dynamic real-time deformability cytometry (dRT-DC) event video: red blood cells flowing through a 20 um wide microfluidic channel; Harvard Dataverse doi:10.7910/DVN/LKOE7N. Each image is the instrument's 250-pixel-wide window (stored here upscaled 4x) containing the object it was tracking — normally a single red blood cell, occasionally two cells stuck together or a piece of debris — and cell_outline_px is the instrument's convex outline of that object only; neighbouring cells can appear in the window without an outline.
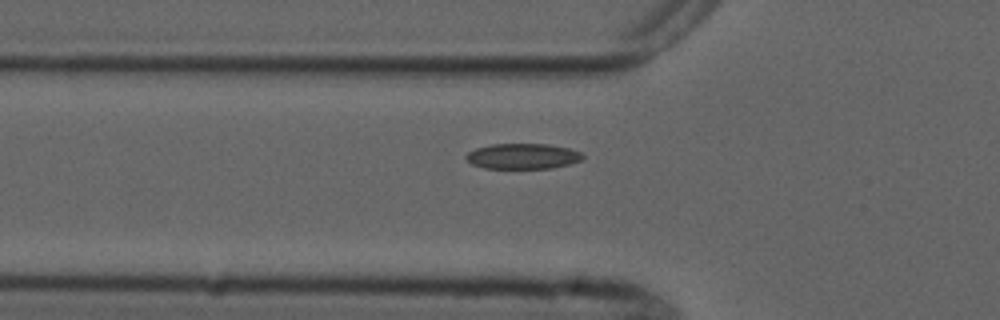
{"species": "common noctule bat (a hibernating species)", "species_latin": "Nyctalus noctula", "temperature_condition": "cold", "stored_images_in_passage": 5, "camera_frame_rate_fps": 3000, "um_per_image_px": 0.085, "animal": {"sex": "male", "forearm_length_mm": 52.5}, "frame": {"image": 1, "passage_image": 5, "time_ms": 6.0, "image_size_px": [1000, 320], "cell_outline_px": [[584, 156], [580, 160], [568, 164], [552, 168], [484, 168], [472, 164], [464, 156], [468, 152], [476, 148], [492, 144], [548, 144], [568, 148], [580, 152]], "centroid_in_image_um": [44.41, 13.27], "position_along_channel_um": 81.4, "area_um2": 17.17}}